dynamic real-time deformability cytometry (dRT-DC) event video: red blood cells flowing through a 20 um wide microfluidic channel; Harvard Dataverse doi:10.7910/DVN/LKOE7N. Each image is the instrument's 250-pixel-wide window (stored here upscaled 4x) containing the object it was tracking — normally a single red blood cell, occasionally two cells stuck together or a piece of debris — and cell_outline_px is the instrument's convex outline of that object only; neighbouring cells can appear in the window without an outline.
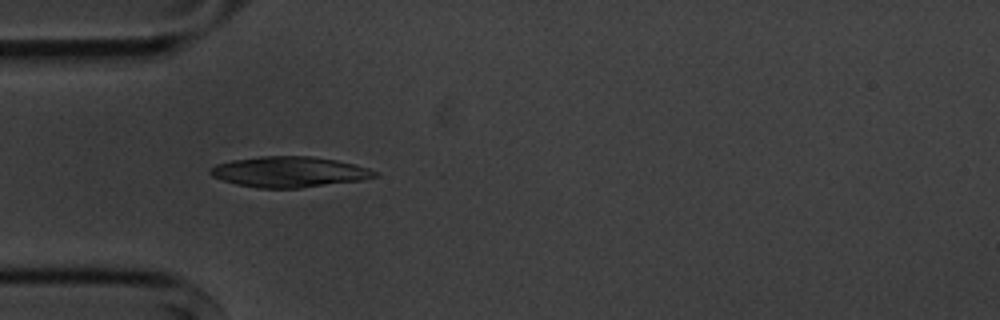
{"species": "common noctule bat (a hibernating species)", "species_latin": "Nyctalus noctula", "temperature_condition": "cold", "stored_images_in_passage": 2, "camera_frame_rate_fps": 3000, "um_per_image_px": 0.085, "animal": {"sex": "male", "body_mass_g": 20.1, "forearm_length_mm": 53.5}, "frame": {"image": 1, "passage_image": 1, "time_ms": 0.0, "image_size_px": [1000, 320], "cell_outline_px": [[380, 176], [360, 180], [300, 188], [256, 188], [236, 184], [212, 176], [208, 172], [208, 168], [216, 164], [232, 160], [260, 156], [312, 156], [336, 160], [368, 168], [380, 172]], "centroid_in_image_um": [24.57, 14.61], "position_along_channel_um": 60.4, "area_um2": 29.42}}
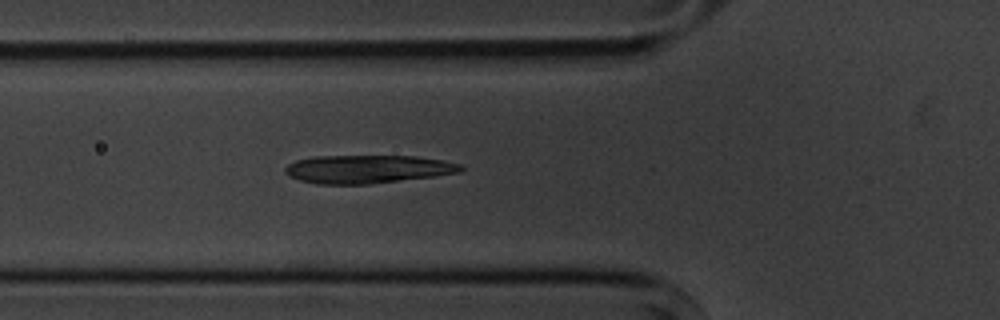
{"frame": {"image": 2, "passage_image": 2, "time_ms": 1.0, "image_size_px": [1000, 320], "cell_outline_px": [[464, 168], [460, 172], [436, 176], [368, 184], [316, 184], [300, 180], [288, 176], [284, 172], [284, 168], [288, 164], [296, 160], [312, 156], [416, 156], [444, 160], [460, 164]], "centroid_in_image_um": [31.22, 14.37], "position_along_channel_um": 94.6, "area_um2": 29.02}}